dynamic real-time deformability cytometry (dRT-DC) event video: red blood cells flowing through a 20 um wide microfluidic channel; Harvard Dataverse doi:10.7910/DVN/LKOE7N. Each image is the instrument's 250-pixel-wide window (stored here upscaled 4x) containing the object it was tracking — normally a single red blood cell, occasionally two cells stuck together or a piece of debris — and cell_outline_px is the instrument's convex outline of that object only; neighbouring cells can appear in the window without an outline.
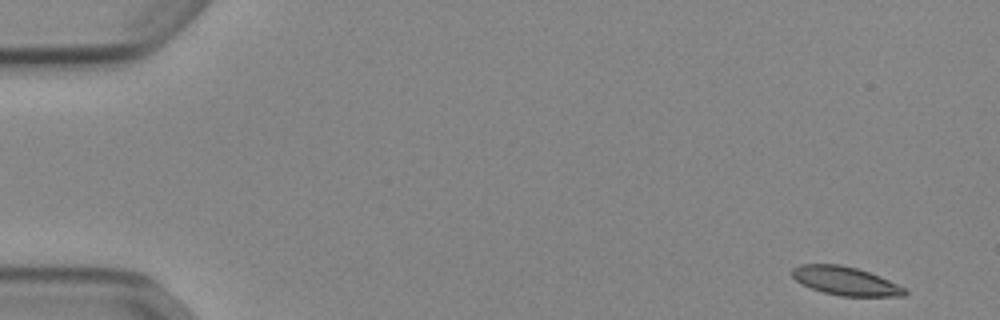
{"species": "Egyptian fruit bat (a non-hibernating species)", "species_latin": "Rousettus aegyptiacus", "temperature_condition": "cold", "stored_images_in_passage": 51, "camera_frame_rate_fps": 3000, "um_per_image_px": 0.085, "animal": {"sex": "female"}, "frame": {"image": 1, "passage_image": 1, "time_ms": 0.0, "image_size_px": [1000, 320], "cell_outline_px": [[908, 292], [904, 296], [840, 296], [824, 292], [800, 284], [788, 272], [792, 268], [800, 264], [840, 264], [856, 268], [880, 276], [904, 288]], "centroid_in_image_um": [71.8, 23.87], "position_along_channel_um": 13.2, "area_um2": 18.73}}
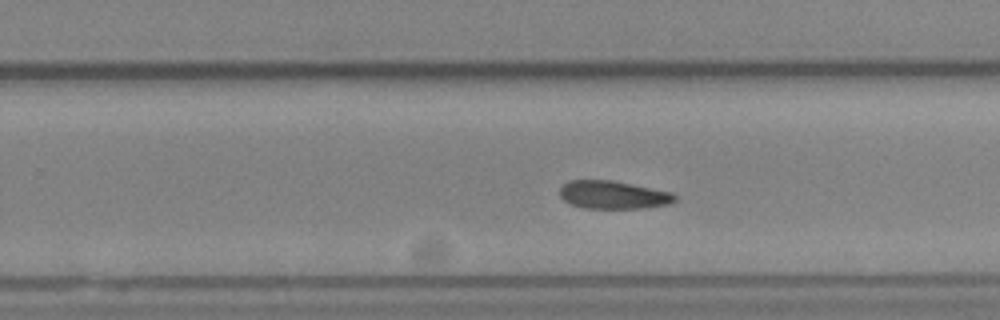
{"frame": {"image": 2, "passage_image": 32, "time_ms": 10.333, "image_size_px": [1000, 320], "cell_outline_px": [[676, 200], [668, 204], [644, 208], [584, 208], [572, 204], [564, 200], [560, 196], [560, 188], [568, 180], [612, 180], [672, 192], [676, 196]], "centroid_in_image_um": [52.12, 16.56], "position_along_channel_um": 277.7, "area_um2": 18.73}}
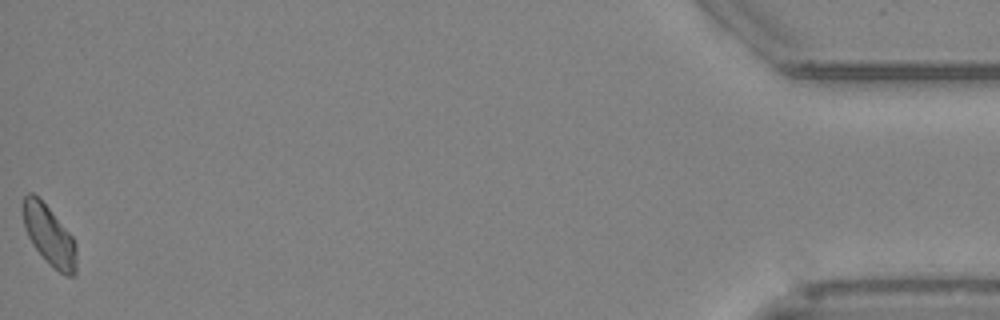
{"frame": {"image": 3, "passage_image": 51, "time_ms": 16.667, "image_size_px": [1000, 320], "cell_outline_px": [[76, 276], [68, 276], [60, 272], [32, 244], [28, 236], [24, 224], [20, 208], [24, 196], [28, 192], [32, 192], [48, 208], [72, 236], [76, 244]], "centroid_in_image_um": [4.16, 19.97], "position_along_channel_um": 431.0, "area_um2": 18.26}}